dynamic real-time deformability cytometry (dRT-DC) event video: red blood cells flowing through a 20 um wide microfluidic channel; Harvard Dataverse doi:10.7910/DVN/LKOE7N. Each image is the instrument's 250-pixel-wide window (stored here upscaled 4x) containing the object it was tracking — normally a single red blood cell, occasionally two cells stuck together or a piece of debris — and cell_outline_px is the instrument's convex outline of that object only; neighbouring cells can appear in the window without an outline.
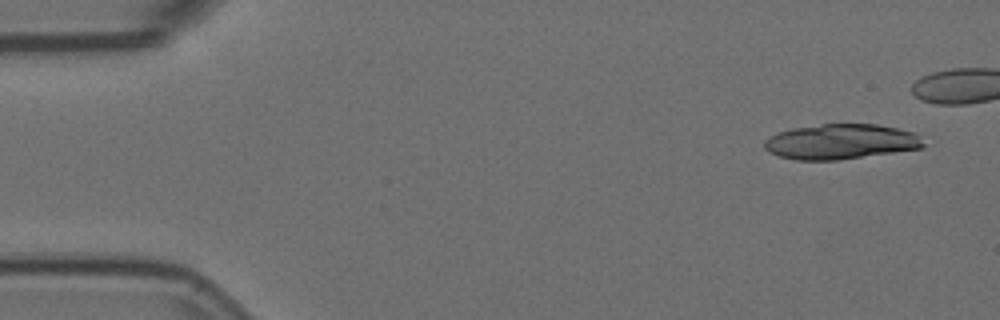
{"species": "Egyptian fruit bat (a non-hibernating species)", "species_latin": "Rousettus aegyptiacus", "temperature_condition": "room temperature", "stored_images_in_passage": 10, "camera_frame_rate_fps": 3000, "um_per_image_px": 0.085, "animal": {"sex": "female"}, "frame": {"image": 1, "passage_image": 1, "time_ms": 0.0, "image_size_px": [1000, 320], "cell_outline_px": [[924, 148], [836, 160], [796, 160], [780, 156], [768, 152], [764, 148], [764, 140], [768, 136], [792, 128], [824, 124], [876, 124], [916, 132], [920, 136], [924, 144]], "centroid_in_image_um": [71.47, 12.04], "position_along_channel_um": 13.5, "area_um2": 32.6}}
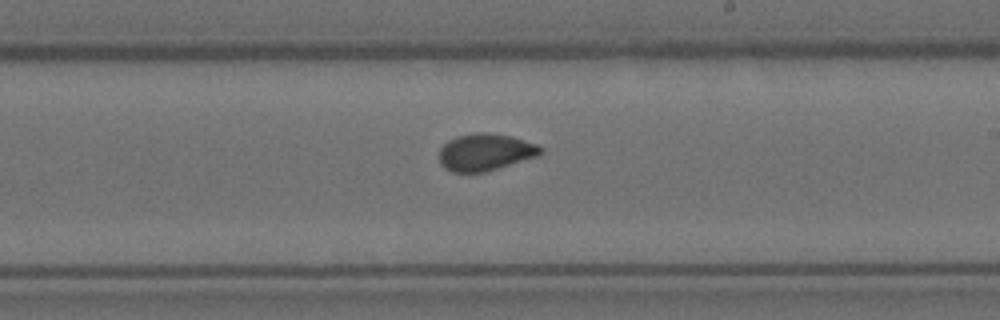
{"frame": {"image": 2, "passage_image": 10, "time_ms": 3.0, "image_size_px": [1000, 320], "cell_outline_px": [[544, 152], [540, 156], [484, 172], [452, 172], [444, 168], [440, 164], [440, 148], [448, 140], [456, 136], [476, 132], [488, 132], [512, 136], [536, 144], [544, 148]], "centroid_in_image_um": [41.28, 12.92], "position_along_channel_um": 247.7, "area_um2": 22.14}}